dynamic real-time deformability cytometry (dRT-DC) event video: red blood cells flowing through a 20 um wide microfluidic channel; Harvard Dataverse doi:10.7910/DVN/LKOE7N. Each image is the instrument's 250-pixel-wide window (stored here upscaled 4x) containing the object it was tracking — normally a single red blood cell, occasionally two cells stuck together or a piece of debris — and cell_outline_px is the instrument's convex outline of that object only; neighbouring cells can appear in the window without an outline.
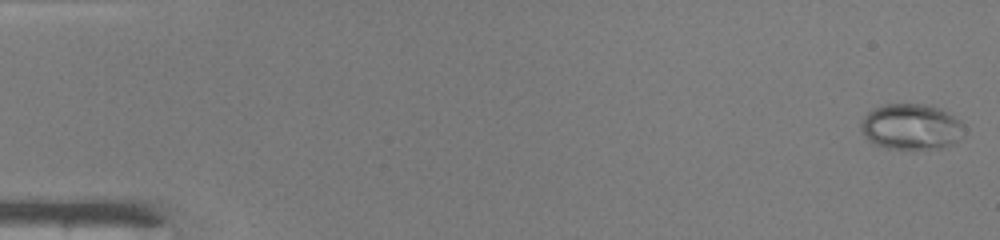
{"species": "common noctule bat (a hibernating species)", "species_latin": "Nyctalus noctula", "temperature_condition": "warm", "stored_images_in_passage": 16, "camera_frame_rate_fps": 3000, "um_per_image_px": 0.085, "animal": {"sex": "male", "body_mass_g": 19.0, "forearm_length_mm": 50.8}, "frame": {"image": 1, "passage_image": 1, "time_ms": 0.0, "image_size_px": [1000, 240], "cell_outline_px": [[964, 124], [960, 136], [952, 144], [944, 148], [888, 148], [876, 144], [868, 140], [860, 128], [860, 124], [864, 116], [868, 112], [884, 104], [924, 104], [936, 108], [960, 120]], "centroid_in_image_um": [77.41, 10.77], "position_along_channel_um": 7.6, "area_um2": 26.99}}